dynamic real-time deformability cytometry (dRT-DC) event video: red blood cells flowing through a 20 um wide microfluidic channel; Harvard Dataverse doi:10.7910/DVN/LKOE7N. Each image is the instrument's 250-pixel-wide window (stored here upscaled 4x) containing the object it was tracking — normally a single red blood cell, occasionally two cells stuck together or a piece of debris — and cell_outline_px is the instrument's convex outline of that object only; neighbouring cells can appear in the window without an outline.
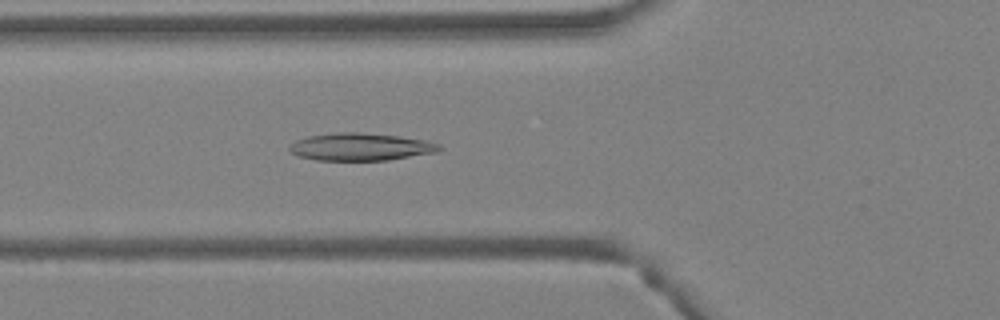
{"species": "Egyptian fruit bat (a non-hibernating species)", "species_latin": "Rousettus aegyptiacus", "temperature_condition": "warm", "stored_images_in_passage": 43, "camera_frame_rate_fps": 3000, "um_per_image_px": 0.085, "animal": {"sex": "female"}, "frame": {"image": 1, "passage_image": 13, "time_ms": 4.0, "image_size_px": [1000, 320], "cell_outline_px": [[440, 148], [436, 152], [388, 160], [316, 160], [296, 156], [288, 148], [296, 140], [308, 136], [336, 132], [360, 132], [400, 136], [424, 140], [440, 144]], "centroid_in_image_um": [30.62, 12.48], "position_along_channel_um": 95.2, "area_um2": 23.93}}
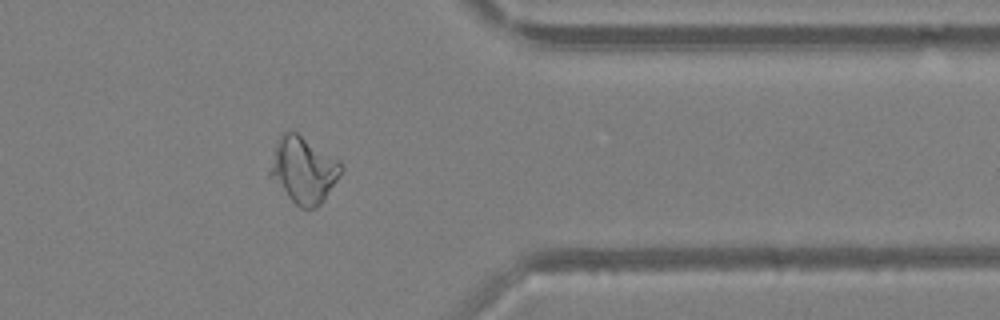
{"frame": {"image": 2, "passage_image": 34, "time_ms": 11.0, "image_size_px": [1000, 320], "cell_outline_px": [[344, 168], [324, 200], [316, 208], [300, 208], [288, 196], [268, 172], [276, 140], [284, 132], [296, 132], [340, 160]], "centroid_in_image_um": [25.81, 14.43], "position_along_channel_um": 385.6, "area_um2": 27.05}}
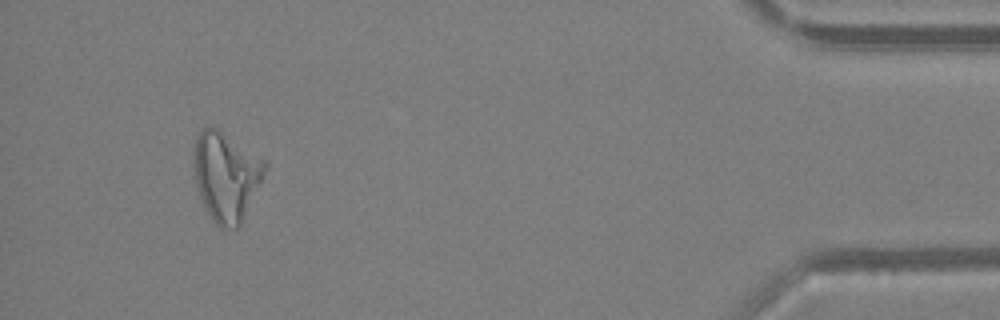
{"frame": {"image": 3, "passage_image": 40, "time_ms": 13.0, "image_size_px": [1000, 320], "cell_outline_px": [[268, 168], [240, 224], [236, 228], [220, 228], [212, 220], [200, 196], [196, 184], [192, 160], [192, 148], [196, 136], [200, 128], [216, 128], [268, 160]], "centroid_in_image_um": [19.21, 14.94], "position_along_channel_um": 416.0, "area_um2": 37.17}, "authors_computed_cell_mechanics": {"area_um2": 25.2586, "velocity_mm_per_s": 3.79, "shape_relaxation_time_tau1_ms": 0.8351, "shape_relaxation_time_tau2_ms": null, "deformation_change_tau1": 0.2715, "deformation_change_tau2": null}}